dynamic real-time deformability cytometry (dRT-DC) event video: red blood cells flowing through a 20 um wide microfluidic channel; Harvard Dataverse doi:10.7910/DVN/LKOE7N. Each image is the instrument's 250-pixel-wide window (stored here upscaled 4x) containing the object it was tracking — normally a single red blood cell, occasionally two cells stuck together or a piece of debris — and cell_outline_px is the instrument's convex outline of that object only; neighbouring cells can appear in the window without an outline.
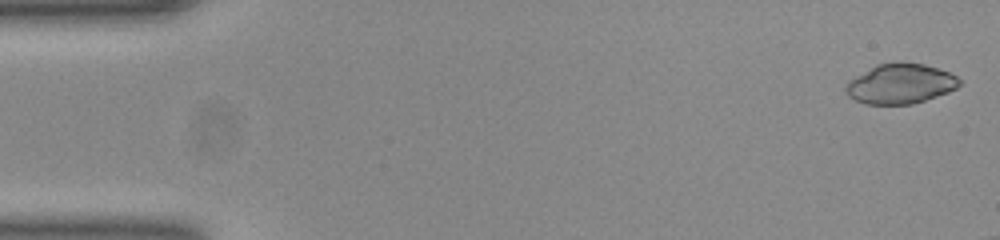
{"species": "common noctule bat (a hibernating species)", "species_latin": "Nyctalus noctula", "temperature_condition": "room temperature", "stored_images_in_passage": 13, "camera_frame_rate_fps": 3000, "um_per_image_px": 0.085, "animal": {"sex": "female", "body_mass_g": 23.0, "forearm_length_mm": 53.4}, "frame": {"image": 1, "passage_image": 1, "time_ms": 0.0, "image_size_px": [1000, 240], "cell_outline_px": [[960, 84], [956, 88], [948, 92], [912, 104], [864, 104], [848, 96], [844, 92], [844, 88], [848, 80], [876, 64], [896, 60], [900, 60], [924, 64], [948, 72], [956, 76], [960, 80]], "centroid_in_image_um": [76.48, 7.09], "position_along_channel_um": 8.5, "area_um2": 26.76}}